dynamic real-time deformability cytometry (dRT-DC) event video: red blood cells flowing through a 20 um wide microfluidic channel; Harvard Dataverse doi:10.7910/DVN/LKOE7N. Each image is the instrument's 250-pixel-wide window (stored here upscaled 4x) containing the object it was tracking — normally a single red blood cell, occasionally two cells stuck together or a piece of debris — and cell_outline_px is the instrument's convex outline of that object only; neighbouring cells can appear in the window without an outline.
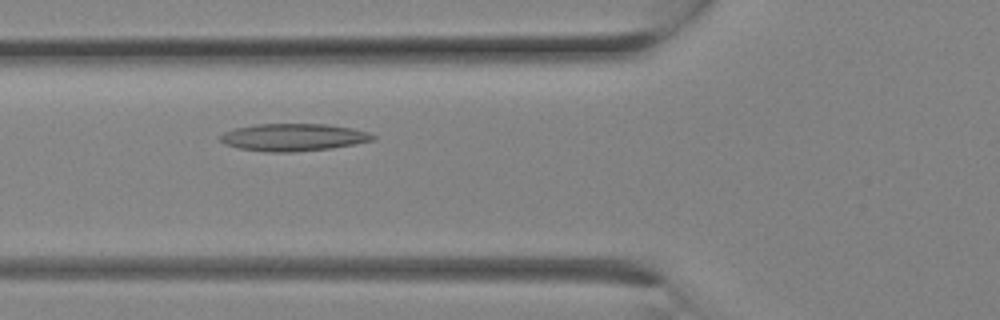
{"species": "Egyptian fruit bat (a non-hibernating species)", "species_latin": "Rousettus aegyptiacus", "temperature_condition": "room temperature", "stored_images_in_passage": 12, "camera_frame_rate_fps": 3000, "um_per_image_px": 0.085, "animal": {"sex": "female"}, "frame": {"image": 1, "passage_image": 9, "time_ms": 2.667, "image_size_px": [1000, 320], "cell_outline_px": [[376, 136], [372, 140], [356, 144], [332, 148], [292, 152], [268, 152], [240, 148], [224, 144], [220, 140], [220, 136], [224, 132], [236, 128], [256, 124], [328, 124], [352, 128], [368, 132]], "centroid_in_image_um": [24.95, 11.67], "position_along_channel_um": 100.9, "area_um2": 24.28}}
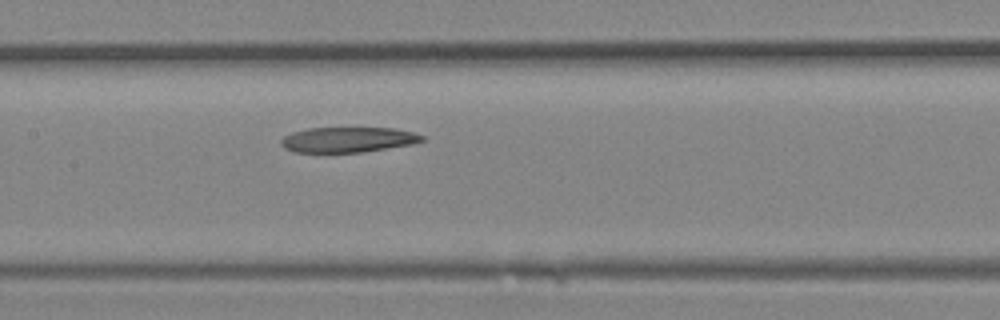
{"frame": {"image": 2, "passage_image": 12, "time_ms": 3.667, "image_size_px": [1000, 320], "cell_outline_px": [[424, 140], [412, 144], [360, 152], [292, 152], [284, 148], [280, 144], [280, 140], [284, 136], [292, 132], [308, 128], [396, 128], [412, 132], [424, 136]], "centroid_in_image_um": [29.53, 11.87], "position_along_channel_um": 177.9, "area_um2": 20.69}}